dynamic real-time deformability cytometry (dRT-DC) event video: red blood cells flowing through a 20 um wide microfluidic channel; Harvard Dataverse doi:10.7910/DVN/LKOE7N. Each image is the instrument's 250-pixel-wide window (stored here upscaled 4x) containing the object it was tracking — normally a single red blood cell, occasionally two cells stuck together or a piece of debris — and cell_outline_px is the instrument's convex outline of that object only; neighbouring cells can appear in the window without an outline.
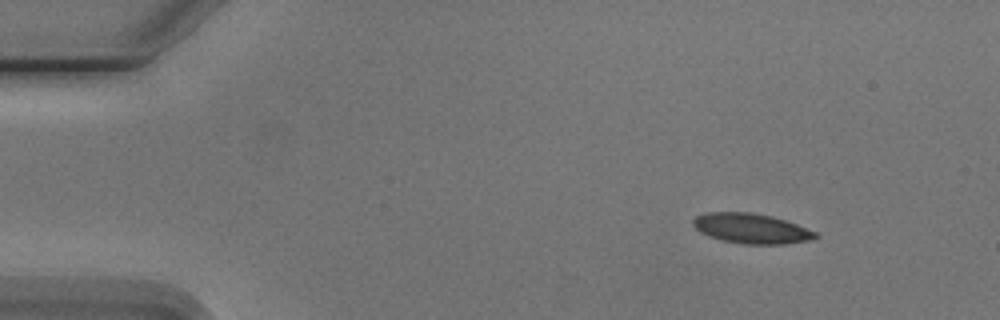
{"species": "Egyptian fruit bat (a non-hibernating species)", "species_latin": "Rousettus aegyptiacus", "temperature_condition": "cold", "stored_images_in_passage": 7, "camera_frame_rate_fps": 3000, "um_per_image_px": 0.085, "animal": {"sex": "male"}, "frame": {"image": 1, "passage_image": 1, "time_ms": 0.0, "image_size_px": [1000, 320], "cell_outline_px": [[820, 236], [808, 240], [788, 244], [744, 244], [724, 240], [708, 236], [700, 232], [692, 224], [692, 220], [696, 216], [708, 212], [752, 212], [772, 216], [796, 224], [816, 232]], "centroid_in_image_um": [63.85, 19.42], "position_along_channel_um": 21.1, "area_um2": 21.33}}
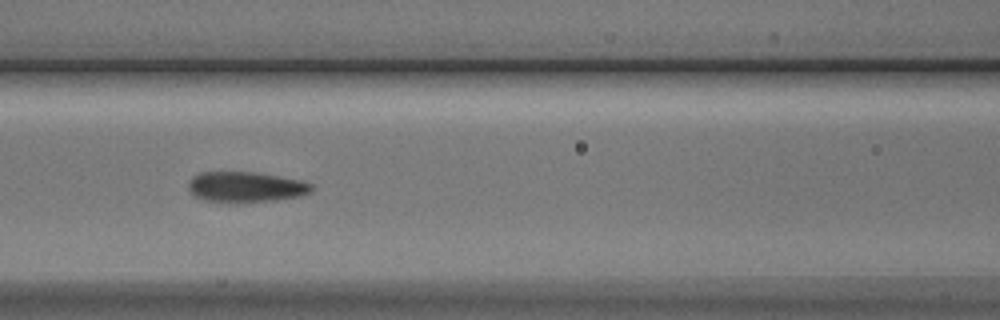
{"frame": {"image": 2, "passage_image": 6, "time_ms": 5.667, "image_size_px": [1000, 320], "cell_outline_px": [[312, 192], [300, 196], [276, 200], [236, 204], [204, 200], [196, 196], [188, 188], [188, 180], [192, 176], [200, 172], [256, 172], [304, 180], [312, 184]], "centroid_in_image_um": [20.9, 15.9], "position_along_channel_um": 145.7, "area_um2": 22.43}}
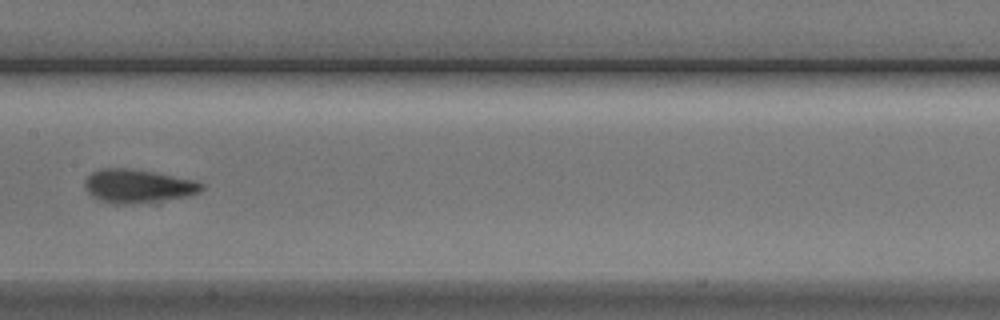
{"frame": {"image": 3, "passage_image": 7, "time_ms": 7.0, "image_size_px": [1000, 320], "cell_outline_px": [[204, 188], [200, 192], [188, 196], [164, 200], [132, 204], [108, 204], [96, 200], [84, 188], [84, 180], [92, 172], [100, 168], [132, 168], [156, 172], [200, 180], [204, 184]], "centroid_in_image_um": [11.74, 15.81], "position_along_channel_um": 195.7, "area_um2": 23.52}}